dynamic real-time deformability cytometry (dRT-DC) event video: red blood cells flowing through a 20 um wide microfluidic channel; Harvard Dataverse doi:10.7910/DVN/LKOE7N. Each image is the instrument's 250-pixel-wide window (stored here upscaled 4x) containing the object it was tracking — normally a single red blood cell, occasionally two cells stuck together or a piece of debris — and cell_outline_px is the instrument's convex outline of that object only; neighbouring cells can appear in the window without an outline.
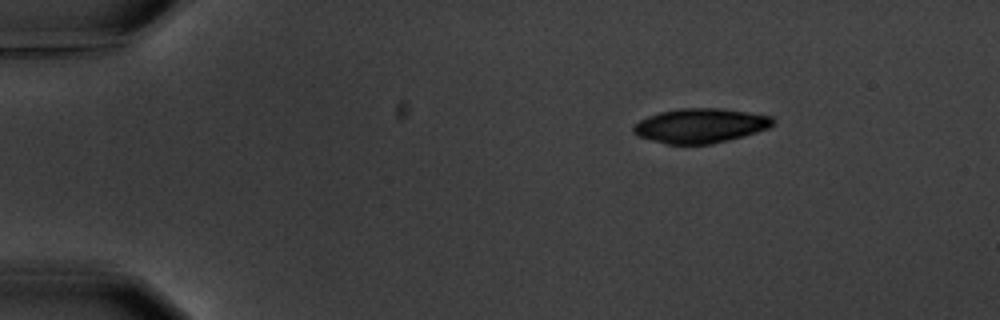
{"species": "common noctule bat (a hibernating species)", "species_latin": "Nyctalus noctula", "temperature_condition": "warm", "stored_images_in_passage": 13, "camera_frame_rate_fps": 3000, "um_per_image_px": 0.085, "animal": {"sex": "male", "body_mass_g": 20.1, "forearm_length_mm": 53.5}, "frame": {"image": 1, "passage_image": 1, "time_ms": 0.0, "image_size_px": [1000, 320], "cell_outline_px": [[776, 124], [768, 128], [744, 136], [712, 144], [668, 144], [652, 140], [640, 136], [632, 132], [632, 128], [640, 120], [648, 116], [660, 112], [680, 108], [720, 108], [772, 116], [776, 120]], "centroid_in_image_um": [59.57, 10.68], "position_along_channel_um": 25.4, "area_um2": 27.98}}
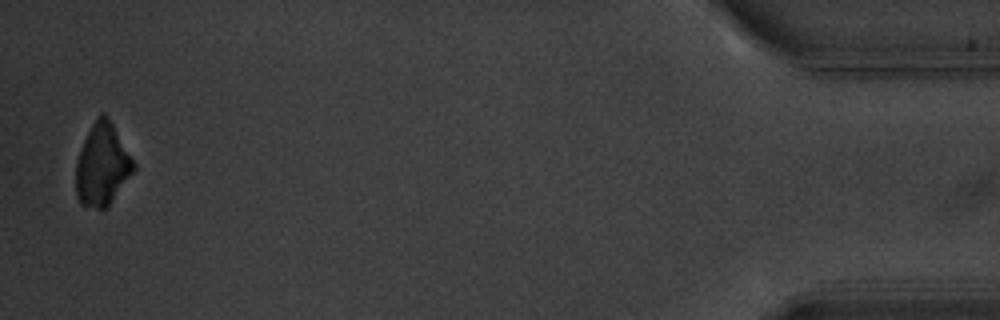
{"frame": {"image": 2, "passage_image": 13, "time_ms": 15.667, "image_size_px": [1000, 320], "cell_outline_px": [[136, 168], [108, 208], [104, 212], [80, 204], [76, 196], [76, 160], [80, 148], [96, 116], [100, 112], [104, 112], [112, 124], [136, 164]], "centroid_in_image_um": [8.68, 14.06], "position_along_channel_um": 426.5, "area_um2": 27.92}}